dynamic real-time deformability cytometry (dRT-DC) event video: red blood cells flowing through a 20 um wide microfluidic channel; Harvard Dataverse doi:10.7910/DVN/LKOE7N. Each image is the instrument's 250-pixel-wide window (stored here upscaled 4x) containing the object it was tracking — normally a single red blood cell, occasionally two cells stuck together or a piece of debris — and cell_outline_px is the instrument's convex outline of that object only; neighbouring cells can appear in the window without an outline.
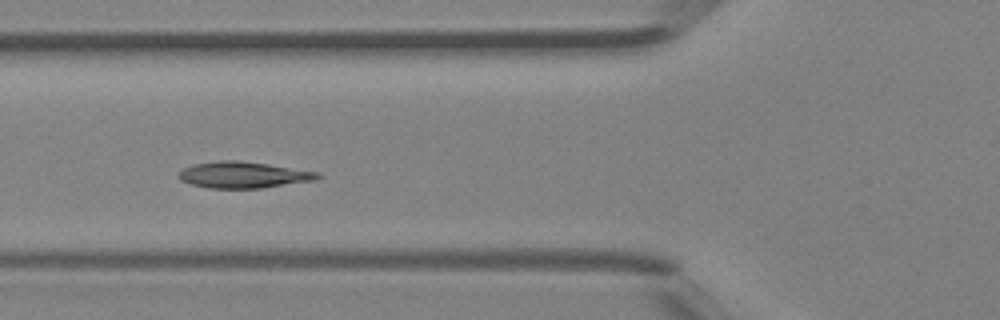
{"species": "Egyptian fruit bat (a non-hibernating species)", "species_latin": "Rousettus aegyptiacus", "temperature_condition": "room temperature", "stored_images_in_passage": 4, "camera_frame_rate_fps": 3000, "um_per_image_px": 0.085, "animal": {"sex": "female"}, "frame": {"image": 1, "passage_image": 4, "time_ms": 1.0, "image_size_px": [1000, 320], "cell_outline_px": [[324, 176], [316, 180], [260, 188], [208, 188], [192, 184], [180, 180], [176, 176], [184, 168], [196, 164], [220, 160], [236, 160], [268, 164], [320, 172]], "centroid_in_image_um": [20.72, 14.86], "position_along_channel_um": 105.1, "area_um2": 21.27}}